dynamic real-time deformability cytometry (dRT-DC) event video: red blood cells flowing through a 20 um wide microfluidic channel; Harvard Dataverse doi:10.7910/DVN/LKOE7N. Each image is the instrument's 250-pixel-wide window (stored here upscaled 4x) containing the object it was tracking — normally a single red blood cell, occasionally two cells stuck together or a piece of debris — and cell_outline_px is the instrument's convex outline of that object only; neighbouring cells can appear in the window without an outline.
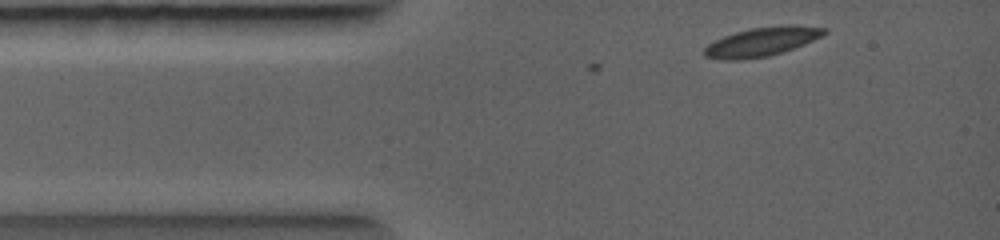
{"species": "common noctule bat (a hibernating species)", "species_latin": "Nyctalus noctula", "temperature_condition": "warm", "stored_images_in_passage": 2, "camera_frame_rate_fps": 5000, "um_per_image_px": 0.085, "animal": {"sex": "female", "body_mass_g": 19.0, "forearm_length_mm": 56.7}, "frame": {"image": 1, "passage_image": 1, "time_ms": 0.0, "image_size_px": [1000, 240], "cell_outline_px": [[828, 32], [804, 44], [768, 56], [740, 60], [720, 60], [704, 56], [704, 48], [708, 44], [724, 36], [736, 32], [752, 28], [784, 24], [796, 24], [828, 28]], "centroid_in_image_um": [64.76, 3.53], "position_along_channel_um": 20.2, "area_um2": 20.23}}